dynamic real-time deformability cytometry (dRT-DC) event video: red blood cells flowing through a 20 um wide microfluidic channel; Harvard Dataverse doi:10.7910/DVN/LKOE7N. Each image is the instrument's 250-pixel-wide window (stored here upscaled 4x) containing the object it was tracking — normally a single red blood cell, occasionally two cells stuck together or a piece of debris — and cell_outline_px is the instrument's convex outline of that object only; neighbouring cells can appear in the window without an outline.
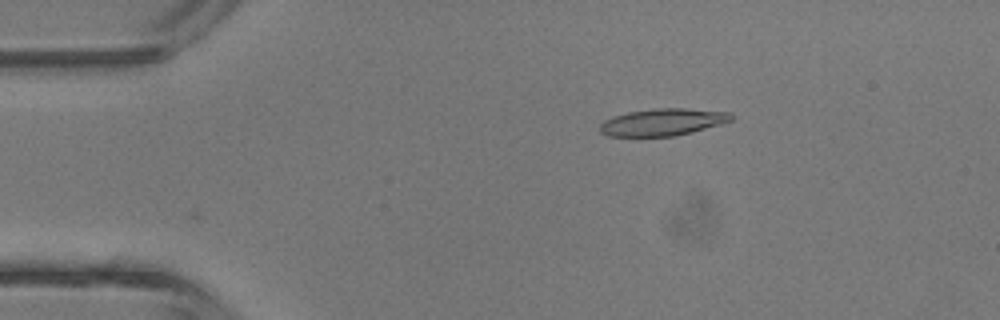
{"species": "common noctule bat (a hibernating species)", "species_latin": "Nyctalus noctula", "temperature_condition": "room temperature", "stored_images_in_passage": 2, "camera_frame_rate_fps": 3000, "um_per_image_px": 0.085, "animal": {"sex": "male", "body_mass_g": 13.3}, "frame": {"image": 1, "passage_image": 2, "time_ms": 0.333, "image_size_px": [1000, 320], "cell_outline_px": [[732, 120], [720, 124], [692, 132], [676, 136], [608, 136], [600, 132], [600, 124], [604, 120], [612, 116], [628, 112], [652, 108], [684, 108], [732, 112]], "centroid_in_image_um": [56.32, 10.37], "position_along_channel_um": 28.7, "area_um2": 20.81}}